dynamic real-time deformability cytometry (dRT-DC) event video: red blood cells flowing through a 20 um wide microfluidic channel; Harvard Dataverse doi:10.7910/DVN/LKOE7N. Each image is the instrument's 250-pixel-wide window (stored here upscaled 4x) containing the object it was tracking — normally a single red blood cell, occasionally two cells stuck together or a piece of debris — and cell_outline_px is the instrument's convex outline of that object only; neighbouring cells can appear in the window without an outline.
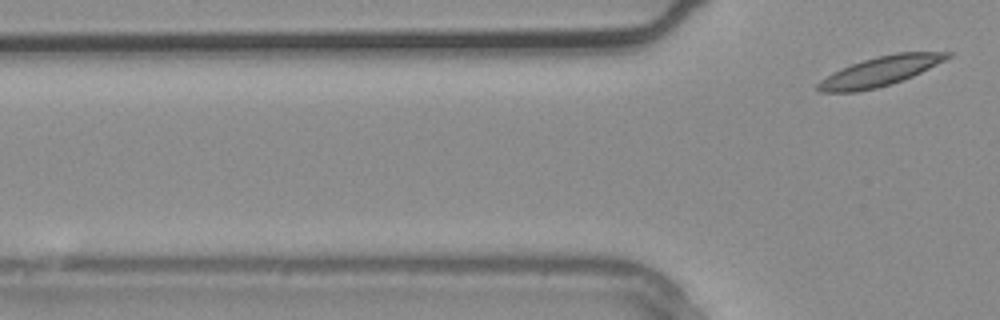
{"species": "common noctule bat (a hibernating species)", "species_latin": "Nyctalus noctula", "temperature_condition": "warm", "stored_images_in_passage": 5, "segment_of_instrument_passage": [2, 2], "camera_frame_rate_fps": 3000, "um_per_image_px": 0.085, "animal": {"sex": "male", "body_mass_g": 20.4}, "frame": {"image": 1, "passage_image": 5, "time_ms": 1.333, "image_size_px": [1000, 320], "cell_outline_px": [[952, 56], [912, 76], [892, 84], [876, 88], [856, 92], [820, 92], [816, 88], [816, 84], [820, 80], [832, 72], [840, 68], [876, 56], [896, 52], [952, 52]], "centroid_in_image_um": [74.76, 6.06], "position_along_channel_um": 51.0, "area_um2": 22.14}}